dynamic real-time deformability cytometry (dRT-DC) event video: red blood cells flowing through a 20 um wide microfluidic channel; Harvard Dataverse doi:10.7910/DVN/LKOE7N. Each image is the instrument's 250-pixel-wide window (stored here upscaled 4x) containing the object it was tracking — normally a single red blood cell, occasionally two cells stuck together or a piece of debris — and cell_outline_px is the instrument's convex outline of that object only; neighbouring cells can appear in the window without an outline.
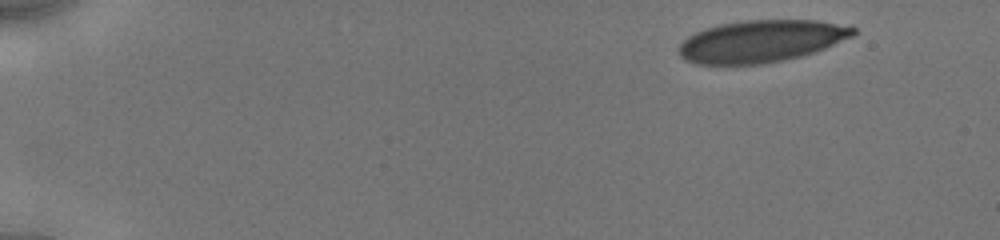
{"species": "human", "species_latin": "Homo sapiens", "temperature_condition": "cold", "stored_images_in_passage": 9, "camera_frame_rate_fps": 3000, "um_per_image_px": 0.085, "donor": {"sex": "male"}, "frame": {"image": 1, "passage_image": 1, "time_ms": 0.0, "image_size_px": [1000, 240], "cell_outline_px": [[856, 32], [852, 36], [824, 48], [800, 56], [764, 64], [696, 64], [684, 60], [680, 56], [676, 48], [688, 36], [704, 28], [720, 24], [744, 20], [816, 20], [852, 24], [856, 28]], "centroid_in_image_um": [64.7, 3.49], "position_along_channel_um": 20.3, "area_um2": 43.06}}
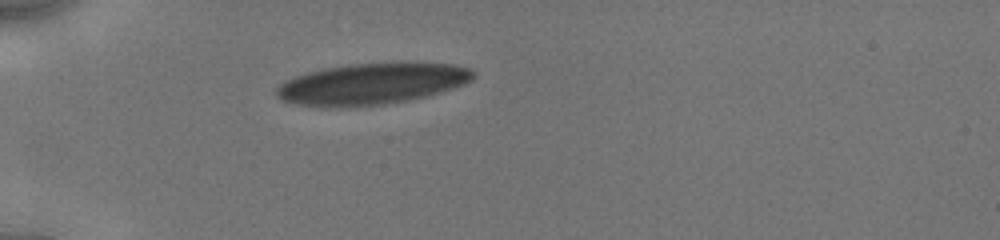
{"frame": {"image": 2, "passage_image": 6, "time_ms": 3.667, "image_size_px": [1000, 240], "cell_outline_px": [[476, 76], [472, 80], [464, 84], [452, 88], [424, 96], [408, 100], [384, 104], [296, 104], [284, 100], [276, 96], [276, 88], [284, 80], [304, 72], [320, 68], [352, 64], [400, 60], [452, 64], [468, 68], [476, 72]], "centroid_in_image_um": [31.68, 7.03], "position_along_channel_um": 53.3, "area_um2": 47.05}}
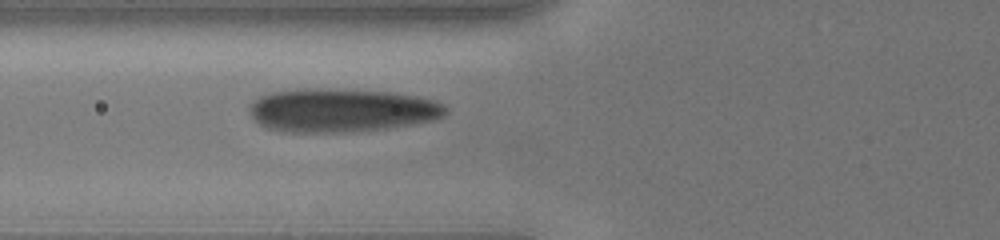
{"frame": {"image": 3, "passage_image": 9, "time_ms": 5.333, "image_size_px": [1000, 240], "cell_outline_px": [[448, 112], [444, 116], [432, 120], [412, 124], [384, 128], [344, 132], [280, 132], [264, 128], [252, 116], [248, 108], [248, 104], [252, 100], [260, 96], [272, 92], [316, 88], [328, 88], [388, 92], [436, 100], [444, 104], [448, 108]], "centroid_in_image_um": [28.99, 9.37], "position_along_channel_um": 96.8, "area_um2": 49.82}}